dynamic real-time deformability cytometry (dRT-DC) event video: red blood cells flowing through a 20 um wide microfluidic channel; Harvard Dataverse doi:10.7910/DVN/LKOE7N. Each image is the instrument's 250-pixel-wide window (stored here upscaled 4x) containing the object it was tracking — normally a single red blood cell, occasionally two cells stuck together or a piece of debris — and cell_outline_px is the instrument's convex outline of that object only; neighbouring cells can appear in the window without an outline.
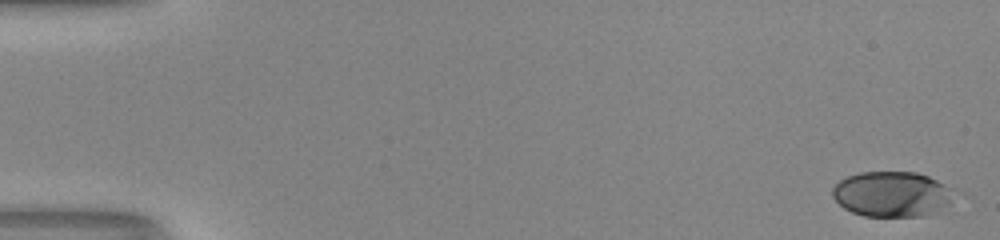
{"species": "human", "species_latin": "Homo sapiens", "temperature_condition": "room temperature", "stored_images_in_passage": 51, "camera_frame_rate_fps": 3000, "um_per_image_px": 0.085, "donor": {"sex": "male"}, "frame": {"image": 1, "passage_image": 1, "time_ms": 0.0, "image_size_px": [1000, 240], "cell_outline_px": [[956, 192], [948, 204], [924, 216], [864, 216], [852, 212], [844, 208], [832, 196], [832, 188], [840, 180], [848, 176], [860, 172], [916, 172], [928, 176], [944, 184]], "centroid_in_image_um": [75.79, 16.49], "position_along_channel_um": 9.2, "area_um2": 31.91}}
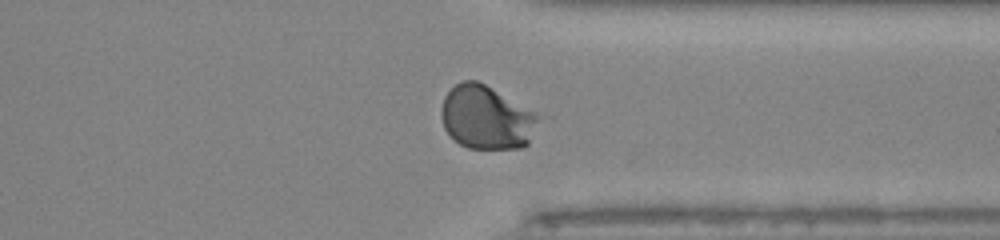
{"frame": {"image": 2, "passage_image": 40, "time_ms": 13.0, "image_size_px": [1000, 240], "cell_outline_px": [[544, 116], [528, 144], [524, 148], [468, 148], [460, 144], [444, 128], [440, 112], [444, 96], [460, 80], [476, 80], [484, 84]], "centroid_in_image_um": [41.4, 9.99], "position_along_channel_um": 370.0, "area_um2": 36.24}}
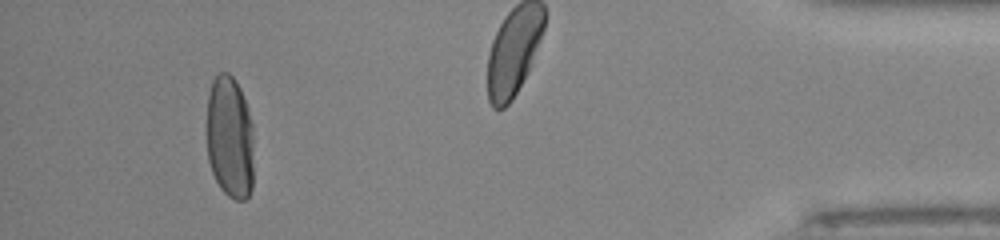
{"frame": {"image": 3, "passage_image": 48, "time_ms": 15.667, "image_size_px": [1000, 240], "cell_outline_px": [[252, 188], [248, 196], [244, 200], [236, 200], [228, 196], [220, 188], [212, 172], [208, 160], [208, 92], [212, 80], [220, 72], [228, 72], [236, 80], [240, 88], [248, 108], [252, 124]], "centroid_in_image_um": [19.54, 11.66], "position_along_channel_um": 415.7, "area_um2": 33.7}, "authors_computed_cell_mechanics": {"area_um2": 35.2002, "velocity_mm_per_s": 4.1187, "shape_relaxation_time_tau1_ms": 4.0231, "shape_relaxation_time_tau2_ms": null, "deformation_change_tau1": 0.1964, "deformation_change_tau2": null}}